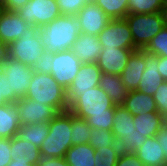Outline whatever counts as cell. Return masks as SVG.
<instances>
[{
	"mask_svg": "<svg viewBox=\"0 0 167 166\" xmlns=\"http://www.w3.org/2000/svg\"><path fill=\"white\" fill-rule=\"evenodd\" d=\"M17 13L28 24L39 28L62 15L56 0H29Z\"/></svg>",
	"mask_w": 167,
	"mask_h": 166,
	"instance_id": "cell-8",
	"label": "cell"
},
{
	"mask_svg": "<svg viewBox=\"0 0 167 166\" xmlns=\"http://www.w3.org/2000/svg\"><path fill=\"white\" fill-rule=\"evenodd\" d=\"M7 166H32L28 162L12 160Z\"/></svg>",
	"mask_w": 167,
	"mask_h": 166,
	"instance_id": "cell-45",
	"label": "cell"
},
{
	"mask_svg": "<svg viewBox=\"0 0 167 166\" xmlns=\"http://www.w3.org/2000/svg\"><path fill=\"white\" fill-rule=\"evenodd\" d=\"M81 63H96L102 46L98 36L81 33L71 49Z\"/></svg>",
	"mask_w": 167,
	"mask_h": 166,
	"instance_id": "cell-17",
	"label": "cell"
},
{
	"mask_svg": "<svg viewBox=\"0 0 167 166\" xmlns=\"http://www.w3.org/2000/svg\"><path fill=\"white\" fill-rule=\"evenodd\" d=\"M99 86L116 106L122 105L129 93L127 87L122 83L121 76L118 75L102 73Z\"/></svg>",
	"mask_w": 167,
	"mask_h": 166,
	"instance_id": "cell-22",
	"label": "cell"
},
{
	"mask_svg": "<svg viewBox=\"0 0 167 166\" xmlns=\"http://www.w3.org/2000/svg\"><path fill=\"white\" fill-rule=\"evenodd\" d=\"M81 64L80 59L71 49L56 52L53 57L51 75L66 90L77 76Z\"/></svg>",
	"mask_w": 167,
	"mask_h": 166,
	"instance_id": "cell-10",
	"label": "cell"
},
{
	"mask_svg": "<svg viewBox=\"0 0 167 166\" xmlns=\"http://www.w3.org/2000/svg\"><path fill=\"white\" fill-rule=\"evenodd\" d=\"M153 98L156 102L158 112L165 116L167 114V81H164L159 85Z\"/></svg>",
	"mask_w": 167,
	"mask_h": 166,
	"instance_id": "cell-36",
	"label": "cell"
},
{
	"mask_svg": "<svg viewBox=\"0 0 167 166\" xmlns=\"http://www.w3.org/2000/svg\"><path fill=\"white\" fill-rule=\"evenodd\" d=\"M68 110L85 119L91 128L112 130L116 105L100 86L90 90L66 92Z\"/></svg>",
	"mask_w": 167,
	"mask_h": 166,
	"instance_id": "cell-1",
	"label": "cell"
},
{
	"mask_svg": "<svg viewBox=\"0 0 167 166\" xmlns=\"http://www.w3.org/2000/svg\"><path fill=\"white\" fill-rule=\"evenodd\" d=\"M47 52L70 50L81 34V23L77 16L60 15L39 28Z\"/></svg>",
	"mask_w": 167,
	"mask_h": 166,
	"instance_id": "cell-2",
	"label": "cell"
},
{
	"mask_svg": "<svg viewBox=\"0 0 167 166\" xmlns=\"http://www.w3.org/2000/svg\"><path fill=\"white\" fill-rule=\"evenodd\" d=\"M110 19H122L128 15V0H93Z\"/></svg>",
	"mask_w": 167,
	"mask_h": 166,
	"instance_id": "cell-28",
	"label": "cell"
},
{
	"mask_svg": "<svg viewBox=\"0 0 167 166\" xmlns=\"http://www.w3.org/2000/svg\"><path fill=\"white\" fill-rule=\"evenodd\" d=\"M71 132V146H75L78 144H89V139L91 137V127L85 121V119L72 114Z\"/></svg>",
	"mask_w": 167,
	"mask_h": 166,
	"instance_id": "cell-29",
	"label": "cell"
},
{
	"mask_svg": "<svg viewBox=\"0 0 167 166\" xmlns=\"http://www.w3.org/2000/svg\"><path fill=\"white\" fill-rule=\"evenodd\" d=\"M115 166H144V164L134 153H121Z\"/></svg>",
	"mask_w": 167,
	"mask_h": 166,
	"instance_id": "cell-40",
	"label": "cell"
},
{
	"mask_svg": "<svg viewBox=\"0 0 167 166\" xmlns=\"http://www.w3.org/2000/svg\"><path fill=\"white\" fill-rule=\"evenodd\" d=\"M134 154L144 166H161L167 164L165 153L155 137H147Z\"/></svg>",
	"mask_w": 167,
	"mask_h": 166,
	"instance_id": "cell-20",
	"label": "cell"
},
{
	"mask_svg": "<svg viewBox=\"0 0 167 166\" xmlns=\"http://www.w3.org/2000/svg\"><path fill=\"white\" fill-rule=\"evenodd\" d=\"M49 135L42 142L40 152L53 158H64L71 147L72 113L59 112L49 123Z\"/></svg>",
	"mask_w": 167,
	"mask_h": 166,
	"instance_id": "cell-5",
	"label": "cell"
},
{
	"mask_svg": "<svg viewBox=\"0 0 167 166\" xmlns=\"http://www.w3.org/2000/svg\"><path fill=\"white\" fill-rule=\"evenodd\" d=\"M158 71L164 81H167V57L158 56Z\"/></svg>",
	"mask_w": 167,
	"mask_h": 166,
	"instance_id": "cell-43",
	"label": "cell"
},
{
	"mask_svg": "<svg viewBox=\"0 0 167 166\" xmlns=\"http://www.w3.org/2000/svg\"><path fill=\"white\" fill-rule=\"evenodd\" d=\"M166 0H128V14L162 12Z\"/></svg>",
	"mask_w": 167,
	"mask_h": 166,
	"instance_id": "cell-30",
	"label": "cell"
},
{
	"mask_svg": "<svg viewBox=\"0 0 167 166\" xmlns=\"http://www.w3.org/2000/svg\"><path fill=\"white\" fill-rule=\"evenodd\" d=\"M135 128L133 116L121 105L114 110V124L112 132L117 139L120 135L130 134Z\"/></svg>",
	"mask_w": 167,
	"mask_h": 166,
	"instance_id": "cell-27",
	"label": "cell"
},
{
	"mask_svg": "<svg viewBox=\"0 0 167 166\" xmlns=\"http://www.w3.org/2000/svg\"><path fill=\"white\" fill-rule=\"evenodd\" d=\"M49 135L48 123H36L30 125H21L17 132V137L21 140L32 142L37 147H41L42 142Z\"/></svg>",
	"mask_w": 167,
	"mask_h": 166,
	"instance_id": "cell-26",
	"label": "cell"
},
{
	"mask_svg": "<svg viewBox=\"0 0 167 166\" xmlns=\"http://www.w3.org/2000/svg\"><path fill=\"white\" fill-rule=\"evenodd\" d=\"M136 131L145 137H155L164 125V116L159 112L133 116Z\"/></svg>",
	"mask_w": 167,
	"mask_h": 166,
	"instance_id": "cell-24",
	"label": "cell"
},
{
	"mask_svg": "<svg viewBox=\"0 0 167 166\" xmlns=\"http://www.w3.org/2000/svg\"><path fill=\"white\" fill-rule=\"evenodd\" d=\"M35 166H69L64 158H53L46 154H40Z\"/></svg>",
	"mask_w": 167,
	"mask_h": 166,
	"instance_id": "cell-39",
	"label": "cell"
},
{
	"mask_svg": "<svg viewBox=\"0 0 167 166\" xmlns=\"http://www.w3.org/2000/svg\"><path fill=\"white\" fill-rule=\"evenodd\" d=\"M9 57L8 45L0 40V67Z\"/></svg>",
	"mask_w": 167,
	"mask_h": 166,
	"instance_id": "cell-44",
	"label": "cell"
},
{
	"mask_svg": "<svg viewBox=\"0 0 167 166\" xmlns=\"http://www.w3.org/2000/svg\"><path fill=\"white\" fill-rule=\"evenodd\" d=\"M102 48L138 49L133 42L132 33L125 18L111 19L98 34Z\"/></svg>",
	"mask_w": 167,
	"mask_h": 166,
	"instance_id": "cell-9",
	"label": "cell"
},
{
	"mask_svg": "<svg viewBox=\"0 0 167 166\" xmlns=\"http://www.w3.org/2000/svg\"><path fill=\"white\" fill-rule=\"evenodd\" d=\"M102 71L97 63H82L77 76L74 78L66 92L90 90L99 85Z\"/></svg>",
	"mask_w": 167,
	"mask_h": 166,
	"instance_id": "cell-16",
	"label": "cell"
},
{
	"mask_svg": "<svg viewBox=\"0 0 167 166\" xmlns=\"http://www.w3.org/2000/svg\"><path fill=\"white\" fill-rule=\"evenodd\" d=\"M155 138L159 141L167 161V126L163 125L162 129L156 134Z\"/></svg>",
	"mask_w": 167,
	"mask_h": 166,
	"instance_id": "cell-41",
	"label": "cell"
},
{
	"mask_svg": "<svg viewBox=\"0 0 167 166\" xmlns=\"http://www.w3.org/2000/svg\"><path fill=\"white\" fill-rule=\"evenodd\" d=\"M64 159L69 166H95V149L90 144L71 146Z\"/></svg>",
	"mask_w": 167,
	"mask_h": 166,
	"instance_id": "cell-25",
	"label": "cell"
},
{
	"mask_svg": "<svg viewBox=\"0 0 167 166\" xmlns=\"http://www.w3.org/2000/svg\"><path fill=\"white\" fill-rule=\"evenodd\" d=\"M164 125L167 126V114L164 116Z\"/></svg>",
	"mask_w": 167,
	"mask_h": 166,
	"instance_id": "cell-49",
	"label": "cell"
},
{
	"mask_svg": "<svg viewBox=\"0 0 167 166\" xmlns=\"http://www.w3.org/2000/svg\"><path fill=\"white\" fill-rule=\"evenodd\" d=\"M147 137L133 129L130 134H123L117 138L118 147L121 153H135L137 149L145 142Z\"/></svg>",
	"mask_w": 167,
	"mask_h": 166,
	"instance_id": "cell-31",
	"label": "cell"
},
{
	"mask_svg": "<svg viewBox=\"0 0 167 166\" xmlns=\"http://www.w3.org/2000/svg\"><path fill=\"white\" fill-rule=\"evenodd\" d=\"M53 57L54 53L45 51L43 53V57L39 61H36L33 66H31L32 71L51 74Z\"/></svg>",
	"mask_w": 167,
	"mask_h": 166,
	"instance_id": "cell-37",
	"label": "cell"
},
{
	"mask_svg": "<svg viewBox=\"0 0 167 166\" xmlns=\"http://www.w3.org/2000/svg\"><path fill=\"white\" fill-rule=\"evenodd\" d=\"M8 102L3 98L2 94H1V88H0V105H5Z\"/></svg>",
	"mask_w": 167,
	"mask_h": 166,
	"instance_id": "cell-47",
	"label": "cell"
},
{
	"mask_svg": "<svg viewBox=\"0 0 167 166\" xmlns=\"http://www.w3.org/2000/svg\"><path fill=\"white\" fill-rule=\"evenodd\" d=\"M163 17H164V25L165 27H167V0L165 1L164 5H163Z\"/></svg>",
	"mask_w": 167,
	"mask_h": 166,
	"instance_id": "cell-46",
	"label": "cell"
},
{
	"mask_svg": "<svg viewBox=\"0 0 167 166\" xmlns=\"http://www.w3.org/2000/svg\"><path fill=\"white\" fill-rule=\"evenodd\" d=\"M132 116L144 113L158 112L156 102L152 95L138 90L129 91L122 105Z\"/></svg>",
	"mask_w": 167,
	"mask_h": 166,
	"instance_id": "cell-19",
	"label": "cell"
},
{
	"mask_svg": "<svg viewBox=\"0 0 167 166\" xmlns=\"http://www.w3.org/2000/svg\"><path fill=\"white\" fill-rule=\"evenodd\" d=\"M25 97L34 102L51 106L58 112L68 110L66 90L51 74L33 72Z\"/></svg>",
	"mask_w": 167,
	"mask_h": 166,
	"instance_id": "cell-4",
	"label": "cell"
},
{
	"mask_svg": "<svg viewBox=\"0 0 167 166\" xmlns=\"http://www.w3.org/2000/svg\"><path fill=\"white\" fill-rule=\"evenodd\" d=\"M32 26L18 13L3 10L0 15V40L9 45L18 40Z\"/></svg>",
	"mask_w": 167,
	"mask_h": 166,
	"instance_id": "cell-14",
	"label": "cell"
},
{
	"mask_svg": "<svg viewBox=\"0 0 167 166\" xmlns=\"http://www.w3.org/2000/svg\"><path fill=\"white\" fill-rule=\"evenodd\" d=\"M33 71L30 66L8 57L0 67V88L8 103L25 98Z\"/></svg>",
	"mask_w": 167,
	"mask_h": 166,
	"instance_id": "cell-3",
	"label": "cell"
},
{
	"mask_svg": "<svg viewBox=\"0 0 167 166\" xmlns=\"http://www.w3.org/2000/svg\"><path fill=\"white\" fill-rule=\"evenodd\" d=\"M125 19L129 24L134 45L138 49H144L151 39L165 26L162 12L128 14Z\"/></svg>",
	"mask_w": 167,
	"mask_h": 166,
	"instance_id": "cell-7",
	"label": "cell"
},
{
	"mask_svg": "<svg viewBox=\"0 0 167 166\" xmlns=\"http://www.w3.org/2000/svg\"><path fill=\"white\" fill-rule=\"evenodd\" d=\"M134 50L121 48H102L96 62L102 73L120 76Z\"/></svg>",
	"mask_w": 167,
	"mask_h": 166,
	"instance_id": "cell-13",
	"label": "cell"
},
{
	"mask_svg": "<svg viewBox=\"0 0 167 166\" xmlns=\"http://www.w3.org/2000/svg\"><path fill=\"white\" fill-rule=\"evenodd\" d=\"M6 0H0V9L5 10Z\"/></svg>",
	"mask_w": 167,
	"mask_h": 166,
	"instance_id": "cell-48",
	"label": "cell"
},
{
	"mask_svg": "<svg viewBox=\"0 0 167 166\" xmlns=\"http://www.w3.org/2000/svg\"><path fill=\"white\" fill-rule=\"evenodd\" d=\"M145 63V70L137 90L153 96L158 90L159 85L164 82L158 71V56L145 51Z\"/></svg>",
	"mask_w": 167,
	"mask_h": 166,
	"instance_id": "cell-18",
	"label": "cell"
},
{
	"mask_svg": "<svg viewBox=\"0 0 167 166\" xmlns=\"http://www.w3.org/2000/svg\"><path fill=\"white\" fill-rule=\"evenodd\" d=\"M89 144L94 148L117 147L118 141L114 137L112 130H98L91 128Z\"/></svg>",
	"mask_w": 167,
	"mask_h": 166,
	"instance_id": "cell-33",
	"label": "cell"
},
{
	"mask_svg": "<svg viewBox=\"0 0 167 166\" xmlns=\"http://www.w3.org/2000/svg\"><path fill=\"white\" fill-rule=\"evenodd\" d=\"M40 148L32 142L21 140L17 136L11 138V157L12 160L28 162L32 166L38 163Z\"/></svg>",
	"mask_w": 167,
	"mask_h": 166,
	"instance_id": "cell-23",
	"label": "cell"
},
{
	"mask_svg": "<svg viewBox=\"0 0 167 166\" xmlns=\"http://www.w3.org/2000/svg\"><path fill=\"white\" fill-rule=\"evenodd\" d=\"M29 0H6L5 10L8 12H16L24 6Z\"/></svg>",
	"mask_w": 167,
	"mask_h": 166,
	"instance_id": "cell-42",
	"label": "cell"
},
{
	"mask_svg": "<svg viewBox=\"0 0 167 166\" xmlns=\"http://www.w3.org/2000/svg\"><path fill=\"white\" fill-rule=\"evenodd\" d=\"M152 55L167 57V27H163L144 48Z\"/></svg>",
	"mask_w": 167,
	"mask_h": 166,
	"instance_id": "cell-34",
	"label": "cell"
},
{
	"mask_svg": "<svg viewBox=\"0 0 167 166\" xmlns=\"http://www.w3.org/2000/svg\"><path fill=\"white\" fill-rule=\"evenodd\" d=\"M76 16L81 23V33L95 36H98L111 20L93 0L84 5Z\"/></svg>",
	"mask_w": 167,
	"mask_h": 166,
	"instance_id": "cell-12",
	"label": "cell"
},
{
	"mask_svg": "<svg viewBox=\"0 0 167 166\" xmlns=\"http://www.w3.org/2000/svg\"><path fill=\"white\" fill-rule=\"evenodd\" d=\"M11 138H0V166H7L11 161Z\"/></svg>",
	"mask_w": 167,
	"mask_h": 166,
	"instance_id": "cell-38",
	"label": "cell"
},
{
	"mask_svg": "<svg viewBox=\"0 0 167 166\" xmlns=\"http://www.w3.org/2000/svg\"><path fill=\"white\" fill-rule=\"evenodd\" d=\"M90 0H56L62 15L76 16Z\"/></svg>",
	"mask_w": 167,
	"mask_h": 166,
	"instance_id": "cell-35",
	"label": "cell"
},
{
	"mask_svg": "<svg viewBox=\"0 0 167 166\" xmlns=\"http://www.w3.org/2000/svg\"><path fill=\"white\" fill-rule=\"evenodd\" d=\"M45 51L39 27L35 26H32L18 40L12 41L8 45L9 57L30 67L43 57Z\"/></svg>",
	"mask_w": 167,
	"mask_h": 166,
	"instance_id": "cell-6",
	"label": "cell"
},
{
	"mask_svg": "<svg viewBox=\"0 0 167 166\" xmlns=\"http://www.w3.org/2000/svg\"><path fill=\"white\" fill-rule=\"evenodd\" d=\"M14 104L19 113L21 125L49 123L59 113L55 108L34 102L27 97L18 99Z\"/></svg>",
	"mask_w": 167,
	"mask_h": 166,
	"instance_id": "cell-11",
	"label": "cell"
},
{
	"mask_svg": "<svg viewBox=\"0 0 167 166\" xmlns=\"http://www.w3.org/2000/svg\"><path fill=\"white\" fill-rule=\"evenodd\" d=\"M145 50H134L128 59V63L120 75L122 83L129 91L137 90L145 70Z\"/></svg>",
	"mask_w": 167,
	"mask_h": 166,
	"instance_id": "cell-15",
	"label": "cell"
},
{
	"mask_svg": "<svg viewBox=\"0 0 167 166\" xmlns=\"http://www.w3.org/2000/svg\"><path fill=\"white\" fill-rule=\"evenodd\" d=\"M120 148L100 147L95 149V166H115L120 157Z\"/></svg>",
	"mask_w": 167,
	"mask_h": 166,
	"instance_id": "cell-32",
	"label": "cell"
},
{
	"mask_svg": "<svg viewBox=\"0 0 167 166\" xmlns=\"http://www.w3.org/2000/svg\"><path fill=\"white\" fill-rule=\"evenodd\" d=\"M21 127L19 113L14 103L0 105V138H12Z\"/></svg>",
	"mask_w": 167,
	"mask_h": 166,
	"instance_id": "cell-21",
	"label": "cell"
}]
</instances>
